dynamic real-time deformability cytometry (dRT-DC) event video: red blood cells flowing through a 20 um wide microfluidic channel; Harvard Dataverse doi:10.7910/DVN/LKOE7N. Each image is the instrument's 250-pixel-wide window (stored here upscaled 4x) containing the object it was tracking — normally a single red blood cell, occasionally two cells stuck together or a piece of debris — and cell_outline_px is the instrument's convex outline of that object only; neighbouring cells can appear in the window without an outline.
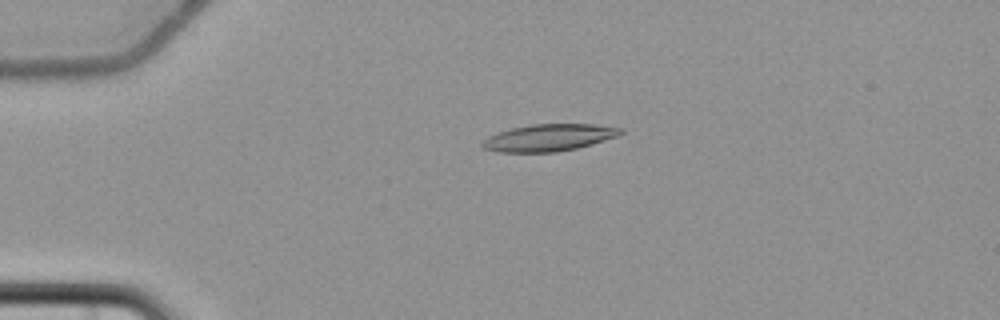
{"species": "common noctule bat (a hibernating species)", "species_latin": "Nyctalus noctula", "temperature_condition": "cold", "stored_images_in_passage": 4, "camera_frame_rate_fps": 3000, "um_per_image_px": 0.085, "animal": {"sex": "female", "body_mass_g": 22.7, "forearm_length_mm": 54.2}, "frame": {"image": 1, "passage_image": 3, "time_ms": 3.333, "image_size_px": [1000, 320], "cell_outline_px": [[624, 132], [616, 136], [592, 144], [576, 148], [556, 152], [496, 152], [484, 148], [480, 144], [488, 136], [512, 128], [532, 124], [592, 124], [624, 128]], "centroid_in_image_um": [46.66, 11.7], "position_along_channel_um": 38.3, "area_um2": 21.62}}